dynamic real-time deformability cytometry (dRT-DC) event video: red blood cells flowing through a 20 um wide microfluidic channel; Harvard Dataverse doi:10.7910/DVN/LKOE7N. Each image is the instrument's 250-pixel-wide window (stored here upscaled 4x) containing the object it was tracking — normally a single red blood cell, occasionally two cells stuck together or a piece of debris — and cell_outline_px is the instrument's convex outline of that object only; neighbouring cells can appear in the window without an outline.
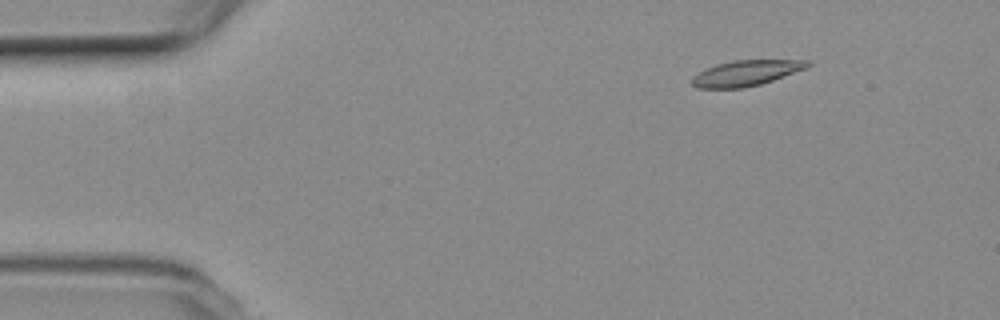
{"species": "common noctule bat (a hibernating species)", "species_latin": "Nyctalus noctula", "temperature_condition": "room temperature", "stored_images_in_passage": 47, "camera_frame_rate_fps": 3000, "um_per_image_px": 0.085, "animal": {"sex": "female", "body_mass_g": 19.3, "forearm_length_mm": 54.1}, "frame": {"image": 1, "passage_image": 1, "time_ms": 0.0, "image_size_px": [1000, 320], "cell_outline_px": [[812, 64], [808, 68], [760, 84], [744, 88], [700, 88], [692, 84], [692, 76], [704, 68], [716, 64], [736, 60], [808, 60]], "centroid_in_image_um": [63.42, 6.2], "position_along_channel_um": 21.6, "area_um2": 17.22}}
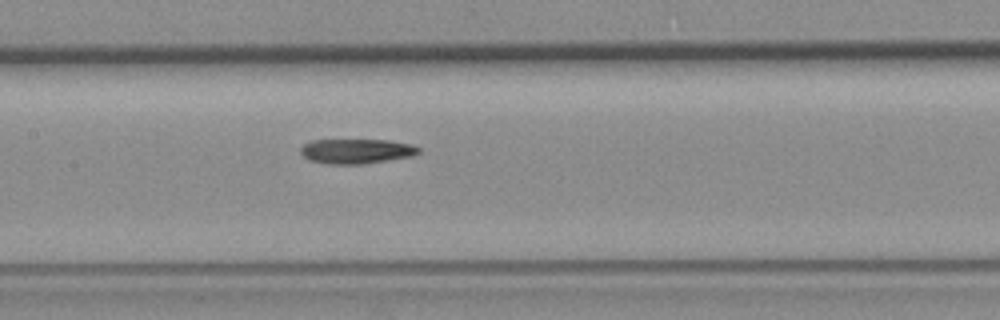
{"frame": {"image": 2, "passage_image": 20, "time_ms": 6.333, "image_size_px": [1000, 320], "cell_outline_px": [[420, 152], [412, 156], [360, 164], [328, 164], [312, 160], [304, 156], [300, 152], [300, 148], [304, 144], [312, 140], [388, 140], [412, 144], [420, 148]], "centroid_in_image_um": [30.31, 12.84], "position_along_channel_um": 177.1, "area_um2": 16.88}}
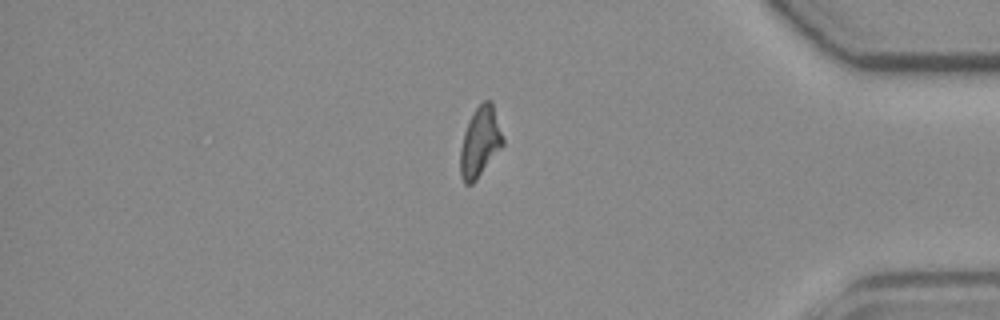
{"frame": {"image": 3, "passage_image": 40, "time_ms": 13.0, "image_size_px": [1000, 320], "cell_outline_px": [[504, 144], [476, 180], [472, 184], [464, 184], [460, 176], [460, 148], [464, 132], [476, 108], [484, 100], [492, 100], [504, 140]], "centroid_in_image_um": [40.8, 12.09], "position_along_channel_um": 394.4, "area_um2": 17.22}}